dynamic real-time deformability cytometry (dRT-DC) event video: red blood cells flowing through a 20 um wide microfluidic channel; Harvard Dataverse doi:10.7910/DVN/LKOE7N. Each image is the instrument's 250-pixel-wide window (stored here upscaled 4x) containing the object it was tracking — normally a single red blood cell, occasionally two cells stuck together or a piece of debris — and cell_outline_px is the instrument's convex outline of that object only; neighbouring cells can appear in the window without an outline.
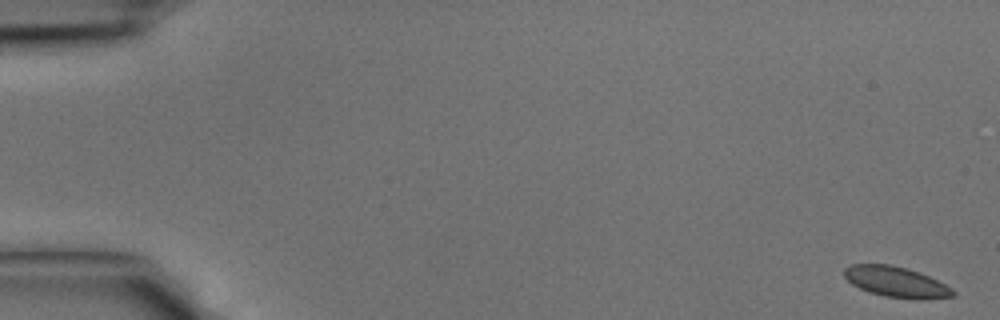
{"species": "common noctule bat (a hibernating species)", "species_latin": "Nyctalus noctula", "temperature_condition": "cold", "stored_images_in_passage": 42, "camera_frame_rate_fps": 3000, "um_per_image_px": 0.085, "animal": {"sex": "male", "body_mass_g": 15.6}, "frame": {"image": 1, "passage_image": 1, "time_ms": 0.0, "image_size_px": [1000, 320], "cell_outline_px": [[956, 296], [920, 300], [884, 296], [868, 292], [852, 284], [844, 276], [844, 268], [852, 264], [892, 264], [908, 268], [920, 272], [952, 288], [956, 292]], "centroid_in_image_um": [76.19, 23.96], "position_along_channel_um": 8.8, "area_um2": 19.54}}
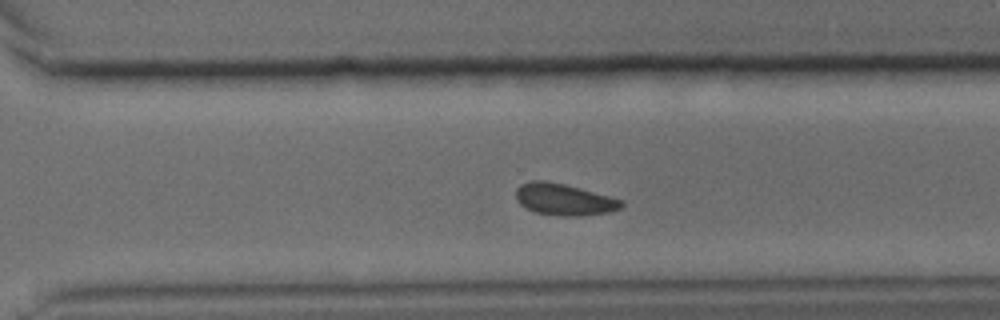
{"frame": {"image": 2, "passage_image": 30, "time_ms": 9.667, "image_size_px": [1000, 320], "cell_outline_px": [[624, 204], [620, 208], [612, 212], [576, 216], [560, 216], [536, 212], [520, 204], [516, 200], [516, 188], [520, 184], [532, 180], [544, 180], [564, 184], [624, 200]], "centroid_in_image_um": [47.94, 16.95], "position_along_channel_um": 322.7, "area_um2": 19.42}}
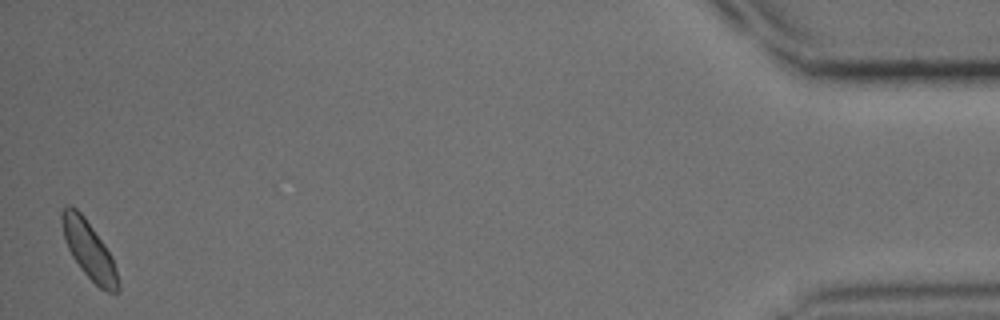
{"frame": {"image": 3, "passage_image": 42, "time_ms": 13.667, "image_size_px": [1000, 320], "cell_outline_px": [[120, 292], [108, 292], [100, 288], [80, 268], [72, 256], [68, 248], [64, 236], [60, 216], [60, 212], [68, 204], [72, 204], [84, 216], [104, 244], [112, 256], [116, 268], [120, 284]], "centroid_in_image_um": [7.57, 21.24], "position_along_channel_um": 427.6, "area_um2": 18.84}}